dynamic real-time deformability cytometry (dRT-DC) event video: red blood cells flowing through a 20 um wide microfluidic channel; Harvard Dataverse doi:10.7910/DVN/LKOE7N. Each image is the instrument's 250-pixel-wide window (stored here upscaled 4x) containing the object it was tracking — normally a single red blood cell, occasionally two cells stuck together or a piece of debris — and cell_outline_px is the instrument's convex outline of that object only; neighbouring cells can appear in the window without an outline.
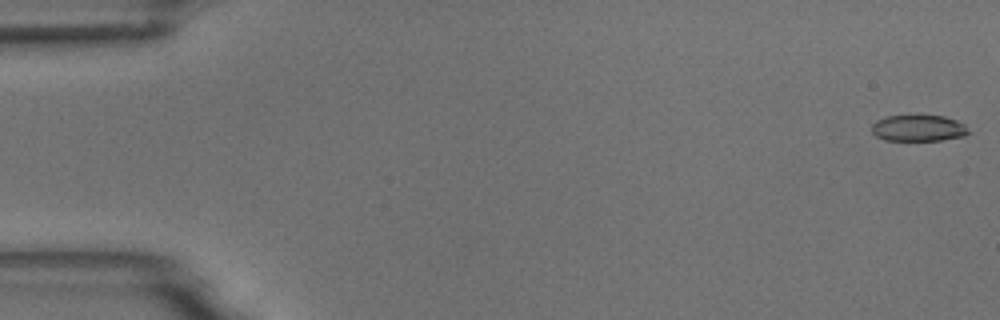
{"species": "common noctule bat (a hibernating species)", "species_latin": "Nyctalus noctula", "temperature_condition": "room temperature", "stored_images_in_passage": 50, "camera_frame_rate_fps": 3000, "um_per_image_px": 0.085, "animal": {"sex": "male", "body_mass_g": 18.8}, "frame": {"image": 1, "passage_image": 1, "time_ms": 0.0, "image_size_px": [1000, 320], "cell_outline_px": [[972, 132], [964, 136], [940, 140], [884, 140], [876, 136], [872, 132], [872, 124], [876, 120], [888, 116], [944, 116], [956, 120], [964, 124]], "centroid_in_image_um": [78.08, 10.9], "position_along_channel_um": 6.9, "area_um2": 14.8}}
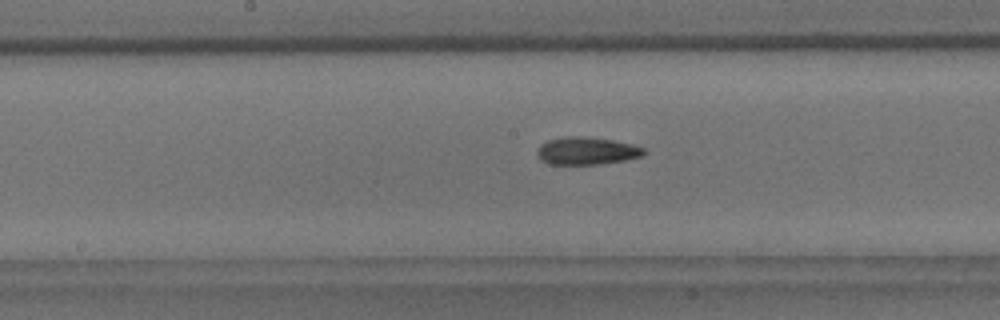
{"frame": {"image": 2, "passage_image": 28, "time_ms": 9.0, "image_size_px": [1000, 320], "cell_outline_px": [[648, 152], [644, 156], [624, 160], [600, 164], [548, 164], [540, 160], [536, 152], [540, 144], [548, 140], [564, 136], [580, 136], [612, 140], [632, 144], [644, 148]], "centroid_in_image_um": [49.87, 12.82], "position_along_channel_um": 198.3, "area_um2": 17.28}}
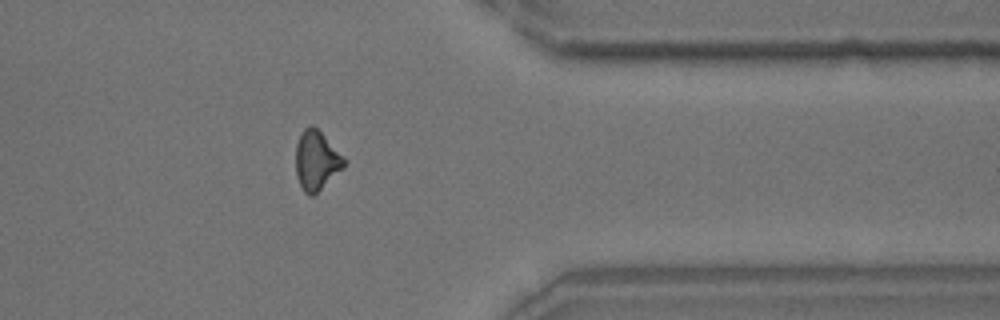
{"frame": {"image": 3, "passage_image": 44, "time_ms": 14.333, "image_size_px": [1000, 320], "cell_outline_px": [[344, 168], [312, 196], [308, 196], [304, 192], [296, 176], [296, 144], [300, 132], [304, 128], [312, 124], [324, 136], [344, 160]], "centroid_in_image_um": [26.84, 13.65], "position_along_channel_um": 384.6, "area_um2": 16.3}, "authors_computed_cell_mechanics": {"area_um2": 16.7042, "velocity_mm_per_s": 3.737, "shape_relaxation_time_tau1_ms": 7.9433, "shape_relaxation_time_tau2_ms": 6.3538, "deformation_change_tau1": 0.1782, "deformation_change_tau2": 0.1557}}